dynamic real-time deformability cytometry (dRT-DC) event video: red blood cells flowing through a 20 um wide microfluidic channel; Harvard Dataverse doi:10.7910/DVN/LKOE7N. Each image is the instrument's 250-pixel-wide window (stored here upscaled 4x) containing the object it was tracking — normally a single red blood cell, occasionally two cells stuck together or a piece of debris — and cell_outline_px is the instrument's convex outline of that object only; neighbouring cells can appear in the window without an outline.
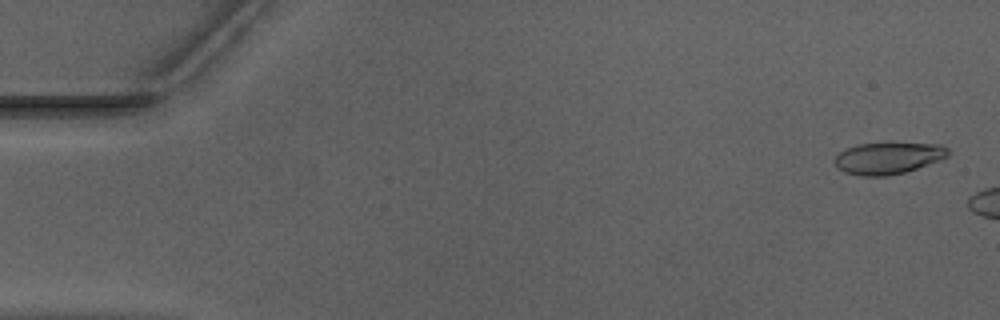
{"species": "Egyptian fruit bat (a non-hibernating species)", "species_latin": "Rousettus aegyptiacus", "temperature_condition": "warm", "stored_images_in_passage": 6, "camera_frame_rate_fps": 3000, "um_per_image_px": 0.085, "animal": {"sex": "male"}, "frame": {"image": 1, "passage_image": 2, "time_ms": 0.333, "image_size_px": [1000, 320], "cell_outline_px": [[948, 156], [940, 160], [904, 172], [884, 176], [860, 176], [844, 172], [832, 160], [840, 152], [848, 148], [860, 144], [892, 140], [940, 144], [948, 148]], "centroid_in_image_um": [75.52, 13.38], "position_along_channel_um": 9.5, "area_um2": 21.62}}